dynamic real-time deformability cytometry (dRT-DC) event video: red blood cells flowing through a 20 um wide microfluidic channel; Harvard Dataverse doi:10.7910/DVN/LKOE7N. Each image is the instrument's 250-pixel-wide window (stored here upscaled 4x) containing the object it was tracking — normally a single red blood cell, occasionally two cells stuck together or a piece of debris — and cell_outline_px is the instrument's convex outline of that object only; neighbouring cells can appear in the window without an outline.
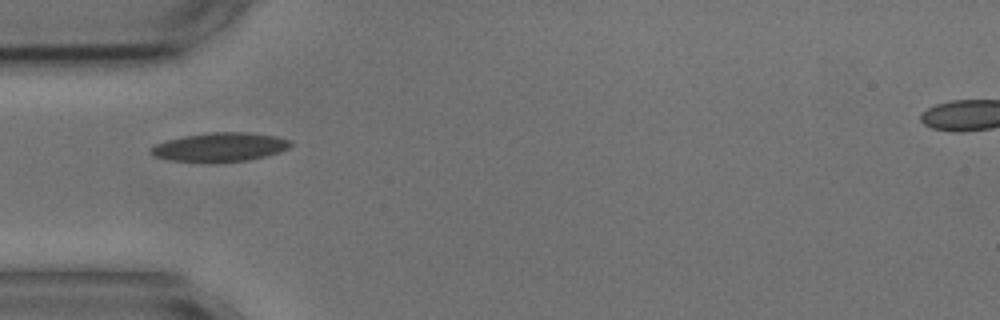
{"species": "common noctule bat (a hibernating species)", "species_latin": "Nyctalus noctula", "temperature_condition": "cold", "stored_images_in_passage": 11, "camera_frame_rate_fps": 3000, "um_per_image_px": 0.085, "animal": {"sex": "male", "body_mass_g": 17.9, "forearm_length_mm": 54.2}, "frame": {"image": 1, "passage_image": 1, "time_ms": 0.0, "image_size_px": [1000, 320], "cell_outline_px": [[292, 144], [288, 148], [280, 152], [268, 156], [248, 160], [172, 160], [156, 156], [148, 152], [148, 148], [156, 144], [168, 140], [184, 136], [212, 132], [248, 132], [276, 136], [292, 140]], "centroid_in_image_um": [18.76, 12.46], "position_along_channel_um": 66.2, "area_um2": 22.89}}